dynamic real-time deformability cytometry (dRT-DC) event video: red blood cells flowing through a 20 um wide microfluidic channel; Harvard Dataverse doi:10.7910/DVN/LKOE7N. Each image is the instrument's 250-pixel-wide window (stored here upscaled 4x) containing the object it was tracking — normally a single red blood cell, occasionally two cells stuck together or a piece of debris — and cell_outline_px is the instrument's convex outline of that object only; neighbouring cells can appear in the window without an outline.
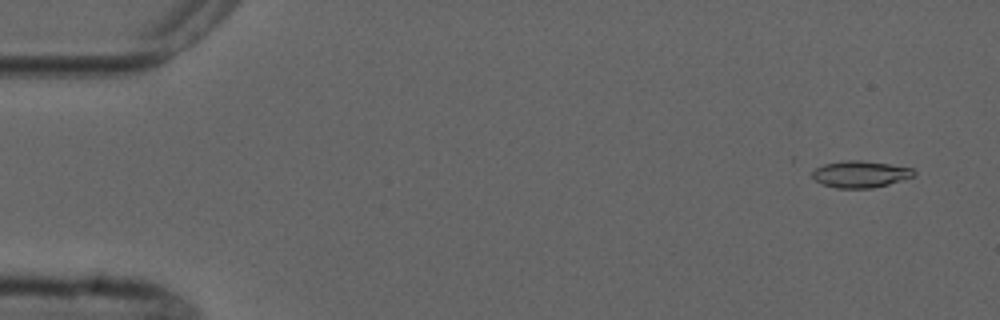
{"species": "common noctule bat (a hibernating species)", "species_latin": "Nyctalus noctula", "temperature_condition": "cold", "stored_images_in_passage": 3, "camera_frame_rate_fps": 3000, "um_per_image_px": 0.085, "animal": {"sex": "male", "forearm_length_mm": 52.5}, "frame": {"image": 1, "passage_image": 1, "time_ms": 0.0, "image_size_px": [1000, 320], "cell_outline_px": [[916, 176], [888, 184], [872, 188], [836, 188], [824, 184], [816, 180], [812, 176], [812, 172], [816, 168], [824, 164], [844, 160], [860, 160], [888, 164], [912, 168], [916, 172]], "centroid_in_image_um": [73.15, 14.8], "position_along_channel_um": 11.8, "area_um2": 15.72}}